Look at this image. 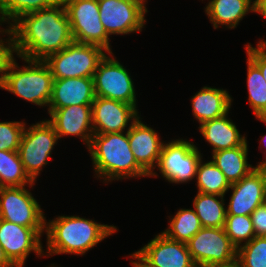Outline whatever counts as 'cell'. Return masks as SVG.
I'll return each instance as SVG.
<instances>
[{"label":"cell","instance_id":"obj_1","mask_svg":"<svg viewBox=\"0 0 266 267\" xmlns=\"http://www.w3.org/2000/svg\"><path fill=\"white\" fill-rule=\"evenodd\" d=\"M19 58L44 61L73 41L64 3L24 14L10 26Z\"/></svg>","mask_w":266,"mask_h":267},{"label":"cell","instance_id":"obj_2","mask_svg":"<svg viewBox=\"0 0 266 267\" xmlns=\"http://www.w3.org/2000/svg\"><path fill=\"white\" fill-rule=\"evenodd\" d=\"M117 231L113 225H104L79 216H58L45 223L46 255H84L106 237Z\"/></svg>","mask_w":266,"mask_h":267},{"label":"cell","instance_id":"obj_3","mask_svg":"<svg viewBox=\"0 0 266 267\" xmlns=\"http://www.w3.org/2000/svg\"><path fill=\"white\" fill-rule=\"evenodd\" d=\"M94 133L88 147L97 177L103 182L138 178L149 174L137 163L128 140V132Z\"/></svg>","mask_w":266,"mask_h":267},{"label":"cell","instance_id":"obj_4","mask_svg":"<svg viewBox=\"0 0 266 267\" xmlns=\"http://www.w3.org/2000/svg\"><path fill=\"white\" fill-rule=\"evenodd\" d=\"M28 66L20 68L14 59L0 88L38 106H48L52 97L53 75L44 61L23 59Z\"/></svg>","mask_w":266,"mask_h":267},{"label":"cell","instance_id":"obj_5","mask_svg":"<svg viewBox=\"0 0 266 267\" xmlns=\"http://www.w3.org/2000/svg\"><path fill=\"white\" fill-rule=\"evenodd\" d=\"M102 47L72 41L61 51L50 55L44 62L54 79L72 77L93 78L99 62L106 55Z\"/></svg>","mask_w":266,"mask_h":267},{"label":"cell","instance_id":"obj_6","mask_svg":"<svg viewBox=\"0 0 266 267\" xmlns=\"http://www.w3.org/2000/svg\"><path fill=\"white\" fill-rule=\"evenodd\" d=\"M25 127L18 154L26 174L33 182H36L40 171L44 165L48 164V158L50 159L59 137L48 120L32 124L29 128Z\"/></svg>","mask_w":266,"mask_h":267},{"label":"cell","instance_id":"obj_7","mask_svg":"<svg viewBox=\"0 0 266 267\" xmlns=\"http://www.w3.org/2000/svg\"><path fill=\"white\" fill-rule=\"evenodd\" d=\"M66 8L73 41L96 45L112 55L110 39L100 21L98 0H61Z\"/></svg>","mask_w":266,"mask_h":267},{"label":"cell","instance_id":"obj_8","mask_svg":"<svg viewBox=\"0 0 266 267\" xmlns=\"http://www.w3.org/2000/svg\"><path fill=\"white\" fill-rule=\"evenodd\" d=\"M186 244L196 267L227 266L237 262V248L223 227H202Z\"/></svg>","mask_w":266,"mask_h":267},{"label":"cell","instance_id":"obj_9","mask_svg":"<svg viewBox=\"0 0 266 267\" xmlns=\"http://www.w3.org/2000/svg\"><path fill=\"white\" fill-rule=\"evenodd\" d=\"M202 156L198 147L188 140L176 139L163 143L157 168L170 183H186L196 176Z\"/></svg>","mask_w":266,"mask_h":267},{"label":"cell","instance_id":"obj_10","mask_svg":"<svg viewBox=\"0 0 266 267\" xmlns=\"http://www.w3.org/2000/svg\"><path fill=\"white\" fill-rule=\"evenodd\" d=\"M106 53L94 73L95 95L136 106L134 83L124 66Z\"/></svg>","mask_w":266,"mask_h":267},{"label":"cell","instance_id":"obj_11","mask_svg":"<svg viewBox=\"0 0 266 267\" xmlns=\"http://www.w3.org/2000/svg\"><path fill=\"white\" fill-rule=\"evenodd\" d=\"M0 219L28 228H45L46 223L39 202L25 186L0 189Z\"/></svg>","mask_w":266,"mask_h":267},{"label":"cell","instance_id":"obj_12","mask_svg":"<svg viewBox=\"0 0 266 267\" xmlns=\"http://www.w3.org/2000/svg\"><path fill=\"white\" fill-rule=\"evenodd\" d=\"M100 21L108 36L141 32L146 6L133 0H98Z\"/></svg>","mask_w":266,"mask_h":267},{"label":"cell","instance_id":"obj_13","mask_svg":"<svg viewBox=\"0 0 266 267\" xmlns=\"http://www.w3.org/2000/svg\"><path fill=\"white\" fill-rule=\"evenodd\" d=\"M45 228H28L0 219V244L8 260L15 267H23L28 255H45L41 236Z\"/></svg>","mask_w":266,"mask_h":267},{"label":"cell","instance_id":"obj_14","mask_svg":"<svg viewBox=\"0 0 266 267\" xmlns=\"http://www.w3.org/2000/svg\"><path fill=\"white\" fill-rule=\"evenodd\" d=\"M138 113L137 109L131 104L96 96L92 103L94 133L124 132L125 128L128 127L127 129H129L132 123L139 118Z\"/></svg>","mask_w":266,"mask_h":267},{"label":"cell","instance_id":"obj_15","mask_svg":"<svg viewBox=\"0 0 266 267\" xmlns=\"http://www.w3.org/2000/svg\"><path fill=\"white\" fill-rule=\"evenodd\" d=\"M232 195L228 204L227 215H248L266 202V186L263 174L256 167L239 182L230 185Z\"/></svg>","mask_w":266,"mask_h":267},{"label":"cell","instance_id":"obj_16","mask_svg":"<svg viewBox=\"0 0 266 267\" xmlns=\"http://www.w3.org/2000/svg\"><path fill=\"white\" fill-rule=\"evenodd\" d=\"M50 120L59 139L73 135L80 137L87 148L94 134L92 126V105H71L65 108L48 109Z\"/></svg>","mask_w":266,"mask_h":267},{"label":"cell","instance_id":"obj_17","mask_svg":"<svg viewBox=\"0 0 266 267\" xmlns=\"http://www.w3.org/2000/svg\"><path fill=\"white\" fill-rule=\"evenodd\" d=\"M140 118L127 129L129 144L137 163L149 176L157 177V173L153 170L158 164L163 142L157 132L145 125Z\"/></svg>","mask_w":266,"mask_h":267},{"label":"cell","instance_id":"obj_18","mask_svg":"<svg viewBox=\"0 0 266 267\" xmlns=\"http://www.w3.org/2000/svg\"><path fill=\"white\" fill-rule=\"evenodd\" d=\"M139 251L157 267H196L187 244L159 233Z\"/></svg>","mask_w":266,"mask_h":267},{"label":"cell","instance_id":"obj_19","mask_svg":"<svg viewBox=\"0 0 266 267\" xmlns=\"http://www.w3.org/2000/svg\"><path fill=\"white\" fill-rule=\"evenodd\" d=\"M95 97L93 78L54 79L48 109L65 108L71 105H92Z\"/></svg>","mask_w":266,"mask_h":267},{"label":"cell","instance_id":"obj_20","mask_svg":"<svg viewBox=\"0 0 266 267\" xmlns=\"http://www.w3.org/2000/svg\"><path fill=\"white\" fill-rule=\"evenodd\" d=\"M194 117L200 125L229 113L232 98L227 90L204 86L191 100Z\"/></svg>","mask_w":266,"mask_h":267},{"label":"cell","instance_id":"obj_21","mask_svg":"<svg viewBox=\"0 0 266 267\" xmlns=\"http://www.w3.org/2000/svg\"><path fill=\"white\" fill-rule=\"evenodd\" d=\"M227 115L228 113L199 125L200 133L212 146L213 152L232 149L247 141L244 135H240L235 123Z\"/></svg>","mask_w":266,"mask_h":267},{"label":"cell","instance_id":"obj_22","mask_svg":"<svg viewBox=\"0 0 266 267\" xmlns=\"http://www.w3.org/2000/svg\"><path fill=\"white\" fill-rule=\"evenodd\" d=\"M253 0H210L205 7L214 29L226 25L234 29L249 12H254ZM252 3V4H251Z\"/></svg>","mask_w":266,"mask_h":267},{"label":"cell","instance_id":"obj_23","mask_svg":"<svg viewBox=\"0 0 266 267\" xmlns=\"http://www.w3.org/2000/svg\"><path fill=\"white\" fill-rule=\"evenodd\" d=\"M247 141L232 149L212 152V162L221 170L229 184L239 182L249 174L256 166L248 164Z\"/></svg>","mask_w":266,"mask_h":267},{"label":"cell","instance_id":"obj_24","mask_svg":"<svg viewBox=\"0 0 266 267\" xmlns=\"http://www.w3.org/2000/svg\"><path fill=\"white\" fill-rule=\"evenodd\" d=\"M193 207L203 227H224L227 215L224 196L198 192L194 197Z\"/></svg>","mask_w":266,"mask_h":267},{"label":"cell","instance_id":"obj_25","mask_svg":"<svg viewBox=\"0 0 266 267\" xmlns=\"http://www.w3.org/2000/svg\"><path fill=\"white\" fill-rule=\"evenodd\" d=\"M33 182L26 174L18 151L0 150V185L1 187H33Z\"/></svg>","mask_w":266,"mask_h":267},{"label":"cell","instance_id":"obj_26","mask_svg":"<svg viewBox=\"0 0 266 267\" xmlns=\"http://www.w3.org/2000/svg\"><path fill=\"white\" fill-rule=\"evenodd\" d=\"M198 192L224 196L230 184L221 170L212 162L198 163L196 176Z\"/></svg>","mask_w":266,"mask_h":267},{"label":"cell","instance_id":"obj_27","mask_svg":"<svg viewBox=\"0 0 266 267\" xmlns=\"http://www.w3.org/2000/svg\"><path fill=\"white\" fill-rule=\"evenodd\" d=\"M203 226L193 209H179L163 231L168 238L187 243Z\"/></svg>","mask_w":266,"mask_h":267},{"label":"cell","instance_id":"obj_28","mask_svg":"<svg viewBox=\"0 0 266 267\" xmlns=\"http://www.w3.org/2000/svg\"><path fill=\"white\" fill-rule=\"evenodd\" d=\"M246 63L249 105L256 118H266V80L260 69L249 58Z\"/></svg>","mask_w":266,"mask_h":267},{"label":"cell","instance_id":"obj_29","mask_svg":"<svg viewBox=\"0 0 266 267\" xmlns=\"http://www.w3.org/2000/svg\"><path fill=\"white\" fill-rule=\"evenodd\" d=\"M58 1L60 0H0V12L10 27L11 22L14 23L22 15L49 8Z\"/></svg>","mask_w":266,"mask_h":267},{"label":"cell","instance_id":"obj_30","mask_svg":"<svg viewBox=\"0 0 266 267\" xmlns=\"http://www.w3.org/2000/svg\"><path fill=\"white\" fill-rule=\"evenodd\" d=\"M224 231L231 243L238 249L255 237L251 216L226 215Z\"/></svg>","mask_w":266,"mask_h":267},{"label":"cell","instance_id":"obj_31","mask_svg":"<svg viewBox=\"0 0 266 267\" xmlns=\"http://www.w3.org/2000/svg\"><path fill=\"white\" fill-rule=\"evenodd\" d=\"M239 267H266V237L255 236L237 249Z\"/></svg>","mask_w":266,"mask_h":267},{"label":"cell","instance_id":"obj_32","mask_svg":"<svg viewBox=\"0 0 266 267\" xmlns=\"http://www.w3.org/2000/svg\"><path fill=\"white\" fill-rule=\"evenodd\" d=\"M25 122H0V150L18 151Z\"/></svg>","mask_w":266,"mask_h":267},{"label":"cell","instance_id":"obj_33","mask_svg":"<svg viewBox=\"0 0 266 267\" xmlns=\"http://www.w3.org/2000/svg\"><path fill=\"white\" fill-rule=\"evenodd\" d=\"M6 34L7 36L9 35V38L5 40L6 42L0 38V83L8 71L10 64L15 59L13 56L14 53L16 54L15 39L9 26Z\"/></svg>","mask_w":266,"mask_h":267},{"label":"cell","instance_id":"obj_34","mask_svg":"<svg viewBox=\"0 0 266 267\" xmlns=\"http://www.w3.org/2000/svg\"><path fill=\"white\" fill-rule=\"evenodd\" d=\"M245 48L248 58L260 69L266 80V41L260 40L257 47L247 44Z\"/></svg>","mask_w":266,"mask_h":267},{"label":"cell","instance_id":"obj_35","mask_svg":"<svg viewBox=\"0 0 266 267\" xmlns=\"http://www.w3.org/2000/svg\"><path fill=\"white\" fill-rule=\"evenodd\" d=\"M250 216L255 236L266 237V202L259 205Z\"/></svg>","mask_w":266,"mask_h":267},{"label":"cell","instance_id":"obj_36","mask_svg":"<svg viewBox=\"0 0 266 267\" xmlns=\"http://www.w3.org/2000/svg\"><path fill=\"white\" fill-rule=\"evenodd\" d=\"M131 258L135 261H131L133 267H157L155 264L150 262L139 250L131 254Z\"/></svg>","mask_w":266,"mask_h":267},{"label":"cell","instance_id":"obj_37","mask_svg":"<svg viewBox=\"0 0 266 267\" xmlns=\"http://www.w3.org/2000/svg\"><path fill=\"white\" fill-rule=\"evenodd\" d=\"M254 12L266 18V0H254Z\"/></svg>","mask_w":266,"mask_h":267},{"label":"cell","instance_id":"obj_38","mask_svg":"<svg viewBox=\"0 0 266 267\" xmlns=\"http://www.w3.org/2000/svg\"><path fill=\"white\" fill-rule=\"evenodd\" d=\"M0 267H15L7 258L0 244Z\"/></svg>","mask_w":266,"mask_h":267},{"label":"cell","instance_id":"obj_39","mask_svg":"<svg viewBox=\"0 0 266 267\" xmlns=\"http://www.w3.org/2000/svg\"><path fill=\"white\" fill-rule=\"evenodd\" d=\"M264 161H261L259 164H257V168L261 171L264 177L265 186H266V157L264 158Z\"/></svg>","mask_w":266,"mask_h":267},{"label":"cell","instance_id":"obj_40","mask_svg":"<svg viewBox=\"0 0 266 267\" xmlns=\"http://www.w3.org/2000/svg\"><path fill=\"white\" fill-rule=\"evenodd\" d=\"M3 22L5 23V20H4L2 14H1V12H0V25H2ZM1 32H3L4 34H6V33H7V29H1V30H0V33H1Z\"/></svg>","mask_w":266,"mask_h":267},{"label":"cell","instance_id":"obj_41","mask_svg":"<svg viewBox=\"0 0 266 267\" xmlns=\"http://www.w3.org/2000/svg\"><path fill=\"white\" fill-rule=\"evenodd\" d=\"M260 121L266 123V118H258ZM264 141L265 145L266 146V135L265 136H262L261 138V144H263L262 142Z\"/></svg>","mask_w":266,"mask_h":267},{"label":"cell","instance_id":"obj_42","mask_svg":"<svg viewBox=\"0 0 266 267\" xmlns=\"http://www.w3.org/2000/svg\"><path fill=\"white\" fill-rule=\"evenodd\" d=\"M212 267H239V265L237 264V262L231 264V265H227V266H212Z\"/></svg>","mask_w":266,"mask_h":267},{"label":"cell","instance_id":"obj_43","mask_svg":"<svg viewBox=\"0 0 266 267\" xmlns=\"http://www.w3.org/2000/svg\"><path fill=\"white\" fill-rule=\"evenodd\" d=\"M133 1H136V2H138V3H140V4H142V5H144V6H146L145 4V1L146 0H133Z\"/></svg>","mask_w":266,"mask_h":267}]
</instances>
